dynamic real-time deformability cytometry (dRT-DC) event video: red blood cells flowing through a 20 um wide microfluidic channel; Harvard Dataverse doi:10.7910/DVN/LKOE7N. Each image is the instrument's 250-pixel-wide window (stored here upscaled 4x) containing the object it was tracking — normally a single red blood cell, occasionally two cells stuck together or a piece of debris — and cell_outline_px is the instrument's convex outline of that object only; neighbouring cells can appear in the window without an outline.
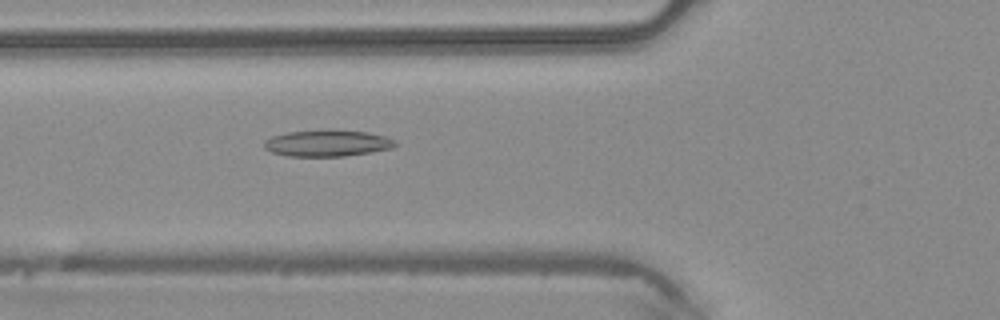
{"species": "common noctule bat (a hibernating species)", "species_latin": "Nyctalus noctula", "temperature_condition": "warm", "stored_images_in_passage": 35, "camera_frame_rate_fps": 3000, "um_per_image_px": 0.085, "animal": {"sex": "male", "body_mass_g": 20.4}, "frame": {"image": 1, "passage_image": 8, "time_ms": 2.333, "image_size_px": [1000, 320], "cell_outline_px": [[400, 144], [392, 148], [372, 152], [344, 156], [284, 156], [272, 152], [264, 148], [264, 140], [272, 136], [288, 132], [324, 128], [328, 128], [368, 132], [384, 136], [396, 140]], "centroid_in_image_um": [27.84, 12.15], "position_along_channel_um": 98.0, "area_um2": 20.81}}
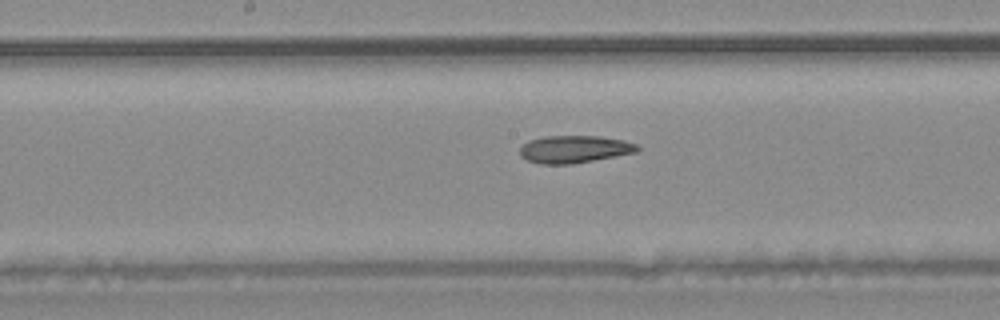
{"frame": {"image": 2, "passage_image": 15, "time_ms": 4.667, "image_size_px": [1000, 320], "cell_outline_px": [[640, 148], [636, 152], [616, 156], [572, 164], [540, 164], [528, 160], [520, 156], [520, 148], [528, 140], [544, 136], [600, 136], [624, 140], [636, 144]], "centroid_in_image_um": [48.81, 12.68], "position_along_channel_um": 199.4, "area_um2": 18.79}}
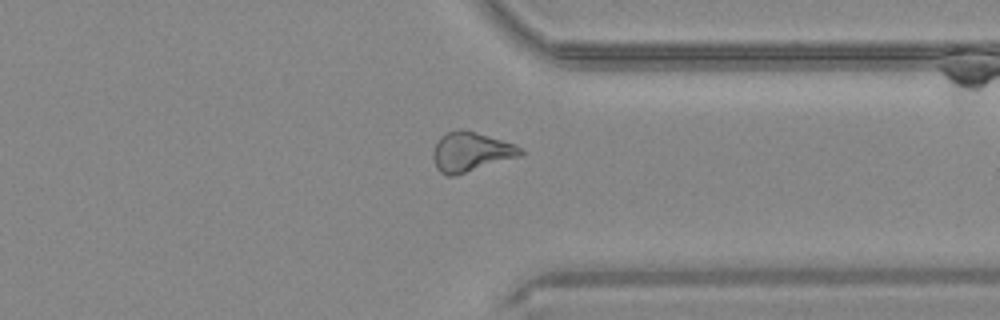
{"frame": {"image": 3, "passage_image": 27, "time_ms": 8.667, "image_size_px": [1000, 320], "cell_outline_px": [[524, 152], [520, 156], [452, 176], [448, 176], [440, 172], [436, 168], [432, 156], [432, 152], [440, 136], [448, 132], [472, 132], [488, 136], [516, 144]], "centroid_in_image_um": [40.0, 12.94], "position_along_channel_um": 371.4, "area_um2": 19.42}}